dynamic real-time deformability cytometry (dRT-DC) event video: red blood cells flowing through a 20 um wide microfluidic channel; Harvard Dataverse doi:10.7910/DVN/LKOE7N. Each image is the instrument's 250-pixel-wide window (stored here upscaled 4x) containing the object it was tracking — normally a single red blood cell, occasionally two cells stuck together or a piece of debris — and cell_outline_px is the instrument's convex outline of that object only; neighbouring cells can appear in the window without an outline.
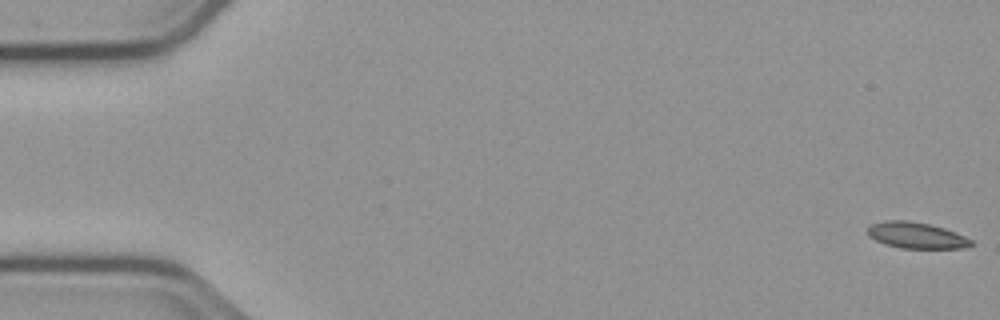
{"species": "common noctule bat (a hibernating species)", "species_latin": "Nyctalus noctula", "temperature_condition": "cold", "stored_images_in_passage": 24, "camera_frame_rate_fps": 3000, "um_per_image_px": 0.085, "animal": {"sex": "male", "body_mass_g": 23.1, "forearm_length_mm": 52.7}, "frame": {"image": 1, "passage_image": 1, "time_ms": 0.0, "image_size_px": [1000, 320], "cell_outline_px": [[976, 244], [964, 248], [900, 248], [884, 244], [868, 236], [868, 228], [872, 224], [888, 220], [908, 220], [928, 224], [944, 228], [964, 236], [972, 240]], "centroid_in_image_um": [77.9, 20.01], "position_along_channel_um": 7.1, "area_um2": 15.72}}
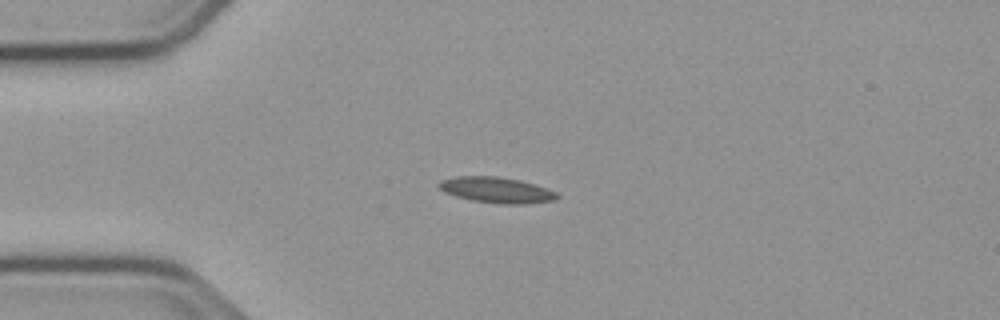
{"frame": {"image": 2, "passage_image": 14, "time_ms": 4.333, "image_size_px": [1000, 320], "cell_outline_px": [[560, 196], [556, 200], [528, 204], [500, 204], [472, 200], [456, 196], [444, 192], [436, 184], [440, 180], [456, 176], [496, 176], [520, 180], [556, 192]], "centroid_in_image_um": [42.19, 16.15], "position_along_channel_um": 42.8, "area_um2": 17.74}}
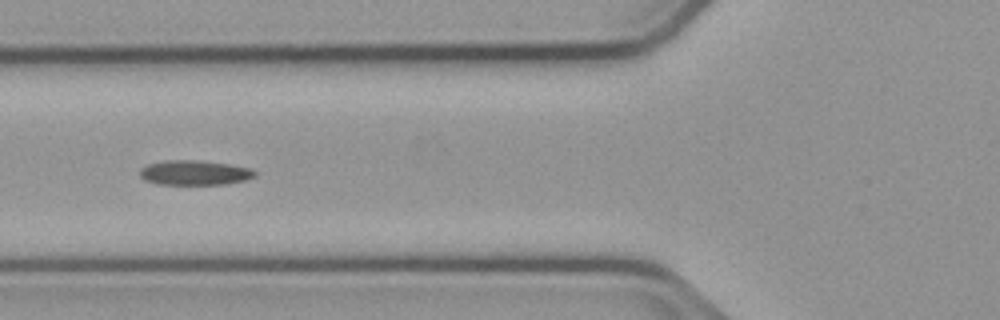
{"frame": {"image": 3, "passage_image": 21, "time_ms": 6.667, "image_size_px": [1000, 320], "cell_outline_px": [[256, 176], [244, 180], [224, 184], [156, 184], [144, 180], [140, 176], [140, 168], [148, 164], [164, 160], [196, 160], [228, 164], [252, 168], [256, 172]], "centroid_in_image_um": [16.52, 14.67], "position_along_channel_um": 109.3, "area_um2": 16.59}}